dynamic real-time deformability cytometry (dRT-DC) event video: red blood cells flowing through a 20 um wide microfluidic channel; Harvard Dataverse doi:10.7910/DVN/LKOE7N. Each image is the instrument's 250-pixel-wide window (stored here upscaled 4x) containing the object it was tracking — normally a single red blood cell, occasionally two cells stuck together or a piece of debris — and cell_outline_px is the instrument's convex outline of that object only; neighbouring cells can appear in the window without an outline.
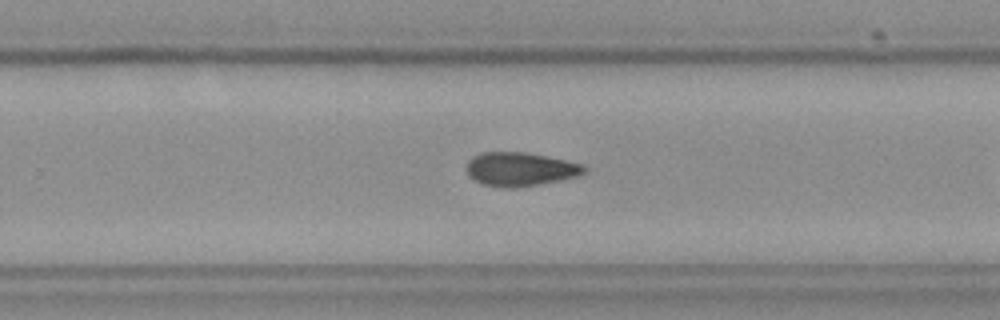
{"species": "Egyptian fruit bat (a non-hibernating species)", "species_latin": "Rousettus aegyptiacus", "temperature_condition": "cold", "stored_images_in_passage": 31, "camera_frame_rate_fps": 3000, "um_per_image_px": 0.085, "frame": {"image": 1, "passage_image": 22, "time_ms": 7.0, "image_size_px": [1000, 320], "cell_outline_px": [[588, 168], [580, 176], [560, 180], [516, 188], [504, 188], [484, 184], [472, 180], [468, 176], [468, 160], [472, 156], [480, 152], [524, 152], [584, 164]], "centroid_in_image_um": [44.21, 14.38], "position_along_channel_um": 285.6, "area_um2": 23.18}}